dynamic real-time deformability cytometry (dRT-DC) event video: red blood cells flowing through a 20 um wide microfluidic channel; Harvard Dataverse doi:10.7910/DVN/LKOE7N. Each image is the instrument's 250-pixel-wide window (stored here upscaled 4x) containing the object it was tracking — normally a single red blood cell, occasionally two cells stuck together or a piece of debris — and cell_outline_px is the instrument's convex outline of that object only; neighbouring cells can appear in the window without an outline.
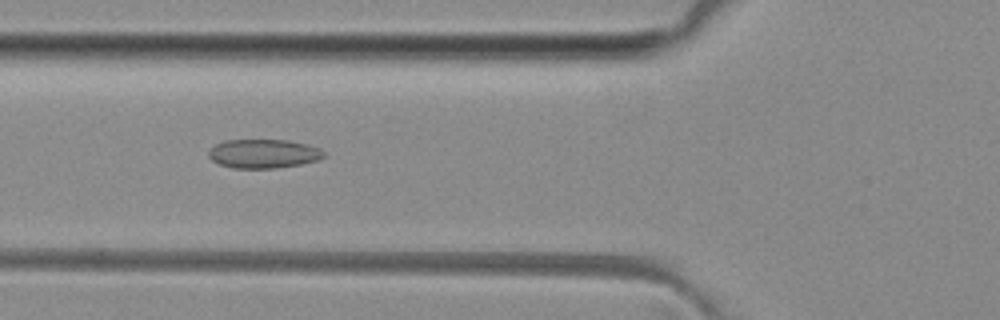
{"species": "common noctule bat (a hibernating species)", "species_latin": "Nyctalus noctula", "temperature_condition": "room temperature", "stored_images_in_passage": 30, "camera_frame_rate_fps": 3000, "um_per_image_px": 0.085, "animal": {"sex": "female", "body_mass_g": 29.2, "forearm_length_mm": 56.3}, "frame": {"image": 1, "passage_image": 3, "time_ms": 0.667, "image_size_px": [1000, 320], "cell_outline_px": [[324, 156], [316, 160], [300, 164], [276, 168], [232, 168], [220, 164], [212, 160], [208, 156], [208, 152], [216, 144], [224, 140], [288, 140], [308, 144], [320, 148], [324, 152]], "centroid_in_image_um": [22.39, 13.06], "position_along_channel_um": 103.4, "area_um2": 19.36}}
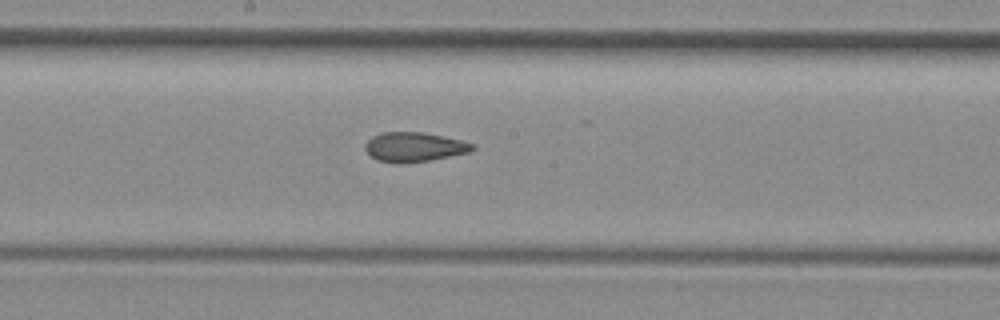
{"frame": {"image": 2, "passage_image": 11, "time_ms": 3.333, "image_size_px": [1000, 320], "cell_outline_px": [[476, 148], [468, 152], [428, 160], [400, 164], [396, 164], [376, 160], [364, 148], [364, 144], [372, 136], [380, 132], [424, 132], [460, 140], [476, 144]], "centroid_in_image_um": [35.17, 12.49], "position_along_channel_um": 213.0, "area_um2": 18.44}}
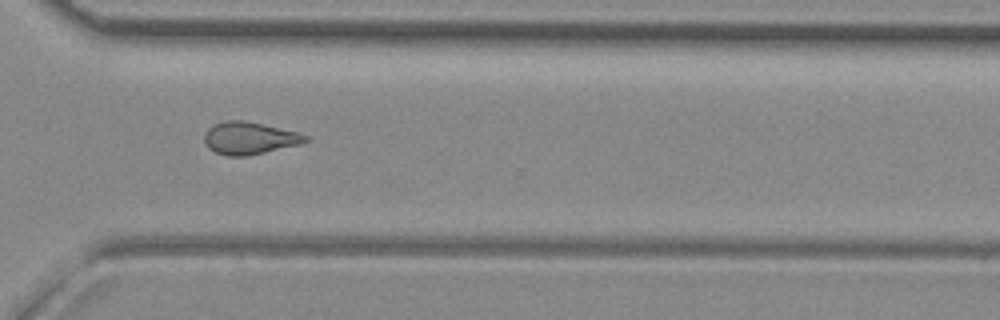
{"frame": {"image": 3, "passage_image": 21, "time_ms": 6.667, "image_size_px": [1000, 320], "cell_outline_px": [[308, 140], [300, 144], [248, 156], [228, 156], [216, 152], [208, 148], [204, 144], [204, 132], [212, 124], [228, 120], [244, 120], [264, 124], [296, 132], [308, 136]], "centroid_in_image_um": [21.15, 11.74], "position_along_channel_um": 349.5, "area_um2": 19.13}}